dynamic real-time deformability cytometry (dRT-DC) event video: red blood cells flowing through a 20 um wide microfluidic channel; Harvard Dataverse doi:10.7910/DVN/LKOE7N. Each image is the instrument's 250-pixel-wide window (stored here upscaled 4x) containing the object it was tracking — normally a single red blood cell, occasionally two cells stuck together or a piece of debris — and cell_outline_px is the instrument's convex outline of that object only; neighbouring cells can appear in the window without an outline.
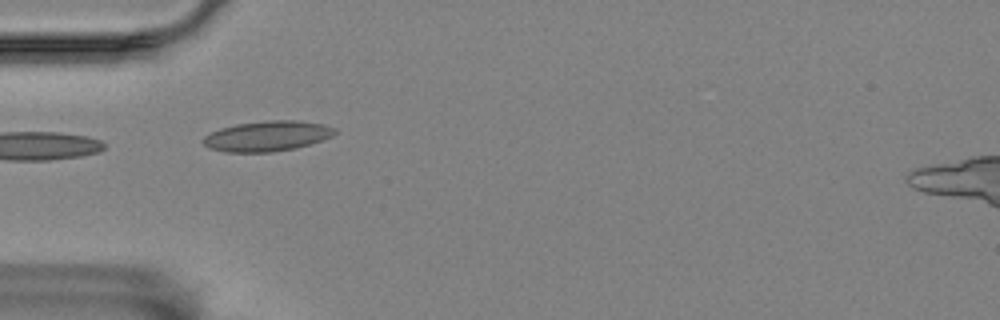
{"species": "Egyptian fruit bat (a non-hibernating species)", "species_latin": "Rousettus aegyptiacus", "temperature_condition": "room temperature", "stored_images_in_passage": 5, "camera_frame_rate_fps": 3000, "um_per_image_px": 0.085, "animal": {"sex": "female"}, "frame": {"image": 1, "passage_image": 2, "time_ms": 2.667, "image_size_px": [1000, 320], "cell_outline_px": [[340, 132], [332, 136], [296, 148], [272, 152], [224, 152], [208, 148], [200, 140], [204, 136], [220, 128], [236, 124], [264, 120], [300, 120], [324, 124], [336, 128]], "centroid_in_image_um": [22.71, 11.56], "position_along_channel_um": 62.3, "area_um2": 23.52}}
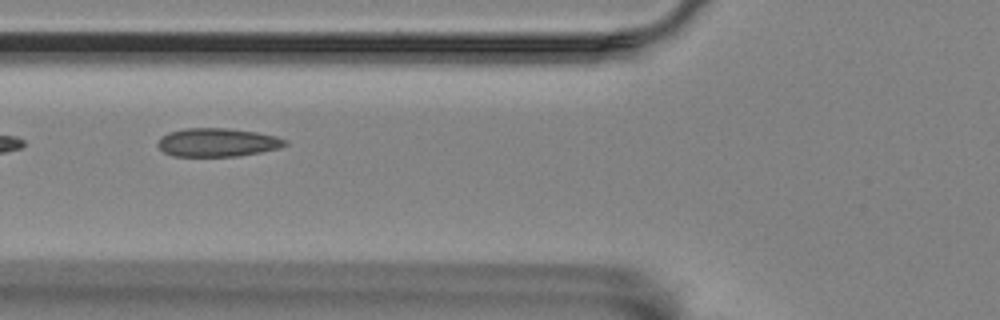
{"frame": {"image": 2, "passage_image": 3, "time_ms": 4.0, "image_size_px": [1000, 320], "cell_outline_px": [[288, 144], [280, 148], [260, 152], [236, 156], [172, 156], [164, 152], [156, 144], [160, 136], [168, 132], [184, 128], [228, 128], [256, 132], [276, 136], [288, 140]], "centroid_in_image_um": [18.47, 12.1], "position_along_channel_um": 107.3, "area_um2": 21.27}}
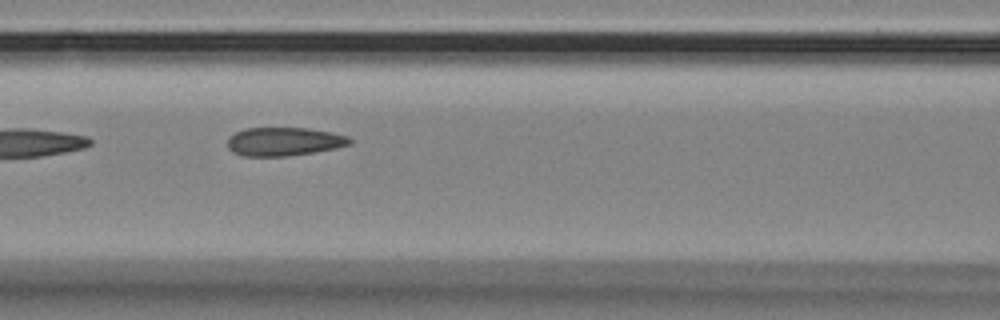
{"frame": {"image": 3, "passage_image": 4, "time_ms": 5.0, "image_size_px": [1000, 320], "cell_outline_px": [[352, 144], [336, 148], [312, 152], [284, 156], [244, 156], [232, 152], [228, 148], [228, 140], [236, 132], [248, 128], [308, 128], [348, 136], [352, 140]], "centroid_in_image_um": [24.15, 12.03], "position_along_channel_um": 142.5, "area_um2": 20.06}}